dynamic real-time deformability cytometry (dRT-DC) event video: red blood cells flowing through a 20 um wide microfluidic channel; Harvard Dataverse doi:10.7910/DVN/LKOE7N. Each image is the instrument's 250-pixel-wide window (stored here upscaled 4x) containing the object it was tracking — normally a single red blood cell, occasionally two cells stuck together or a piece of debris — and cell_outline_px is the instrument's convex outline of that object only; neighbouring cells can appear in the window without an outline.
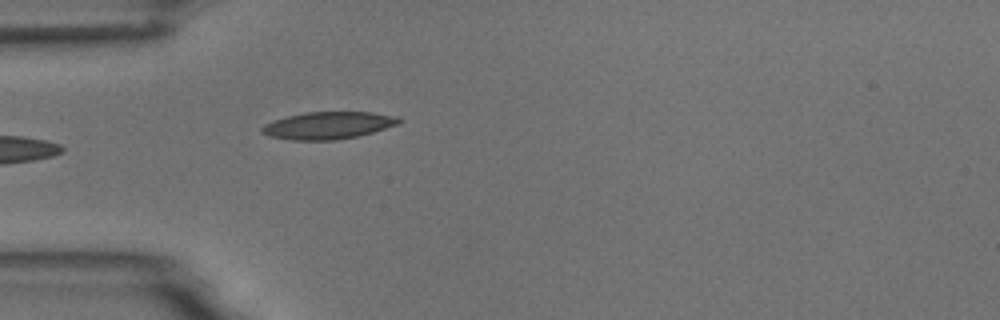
{"species": "common noctule bat (a hibernating species)", "species_latin": "Nyctalus noctula", "temperature_condition": "room temperature", "stored_images_in_passage": 5, "camera_frame_rate_fps": 3000, "um_per_image_px": 0.085, "animal": {"sex": "male", "body_mass_g": 18.8}, "frame": {"image": 1, "passage_image": 5, "time_ms": 5.333, "image_size_px": [1000, 320], "cell_outline_px": [[404, 120], [400, 124], [372, 132], [356, 136], [336, 140], [292, 140], [272, 136], [260, 132], [260, 128], [264, 124], [288, 116], [304, 112], [372, 112], [400, 116]], "centroid_in_image_um": [27.96, 10.65], "position_along_channel_um": 57.0, "area_um2": 21.79}}